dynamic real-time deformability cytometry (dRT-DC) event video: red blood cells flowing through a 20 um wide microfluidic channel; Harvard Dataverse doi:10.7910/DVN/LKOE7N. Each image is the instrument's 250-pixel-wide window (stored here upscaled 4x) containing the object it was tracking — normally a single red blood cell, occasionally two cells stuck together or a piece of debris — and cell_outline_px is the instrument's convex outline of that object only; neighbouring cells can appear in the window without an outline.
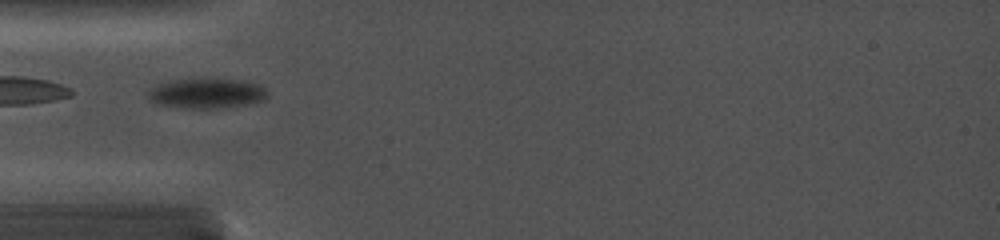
{"species": "common noctule bat (a hibernating species)", "species_latin": "Nyctalus noctula", "temperature_condition": "cold", "stored_images_in_passage": 5, "camera_frame_rate_fps": 5000, "um_per_image_px": 0.085, "animal": {"sex": "female", "body_mass_g": 19.0, "forearm_length_mm": 56.7}, "frame": {"image": 1, "passage_image": 1, "time_ms": 0.0, "image_size_px": [1000, 240], "cell_outline_px": [[268, 96], [264, 100], [248, 104], [216, 108], [184, 108], [160, 104], [152, 100], [148, 96], [148, 88], [152, 84], [168, 80], [244, 80], [260, 84], [268, 92]], "centroid_in_image_um": [17.55, 7.93], "position_along_channel_um": 67.4, "area_um2": 20.75}}
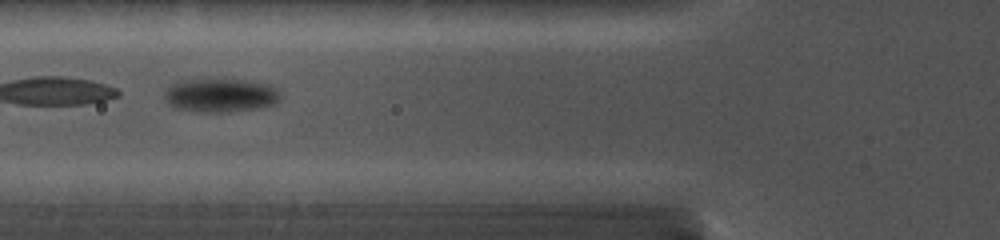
{"frame": {"image": 2, "passage_image": 3, "time_ms": 1.0, "image_size_px": [1000, 240], "cell_outline_px": [[280, 100], [276, 104], [260, 108], [220, 112], [204, 112], [176, 108], [168, 104], [164, 100], [164, 92], [172, 84], [184, 80], [244, 80], [268, 84], [276, 88], [280, 92]], "centroid_in_image_um": [18.76, 8.11], "position_along_channel_um": 107.0, "area_um2": 22.6}}